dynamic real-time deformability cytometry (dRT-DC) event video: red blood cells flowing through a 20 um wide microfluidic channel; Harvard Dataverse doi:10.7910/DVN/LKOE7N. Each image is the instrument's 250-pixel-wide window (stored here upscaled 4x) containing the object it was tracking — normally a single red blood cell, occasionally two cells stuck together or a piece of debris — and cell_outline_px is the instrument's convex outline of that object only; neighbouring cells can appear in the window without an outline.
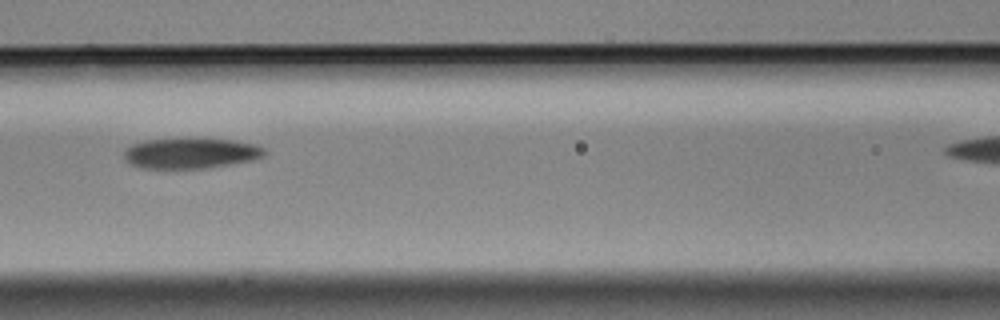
{"species": "Egyptian fruit bat (a non-hibernating species)", "species_latin": "Rousettus aegyptiacus", "temperature_condition": "cold", "stored_images_in_passage": 13, "segment_of_instrument_passage": [1, 2], "camera_frame_rate_fps": 3000, "um_per_image_px": 0.085, "animal": {"sex": "male"}, "frame": {"image": 1, "passage_image": 4, "time_ms": 1.0, "image_size_px": [1000, 320], "cell_outline_px": [[268, 152], [264, 156], [252, 160], [208, 168], [140, 168], [128, 164], [124, 160], [124, 148], [132, 144], [144, 140], [232, 140], [256, 144], [264, 148]], "centroid_in_image_um": [16.18, 13.05], "position_along_channel_um": 150.4, "area_um2": 24.74}}
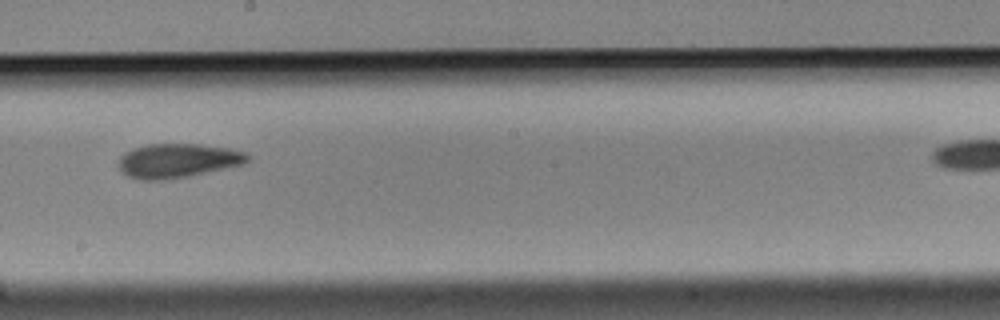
{"frame": {"image": 2, "passage_image": 6, "time_ms": 1.667, "image_size_px": [1000, 320], "cell_outline_px": [[252, 156], [244, 164], [188, 176], [164, 180], [140, 180], [128, 176], [120, 172], [116, 164], [120, 156], [124, 152], [132, 148], [148, 144], [200, 144], [228, 148], [244, 152]], "centroid_in_image_um": [15.05, 13.65], "position_along_channel_um": 233.2, "area_um2": 25.95}}
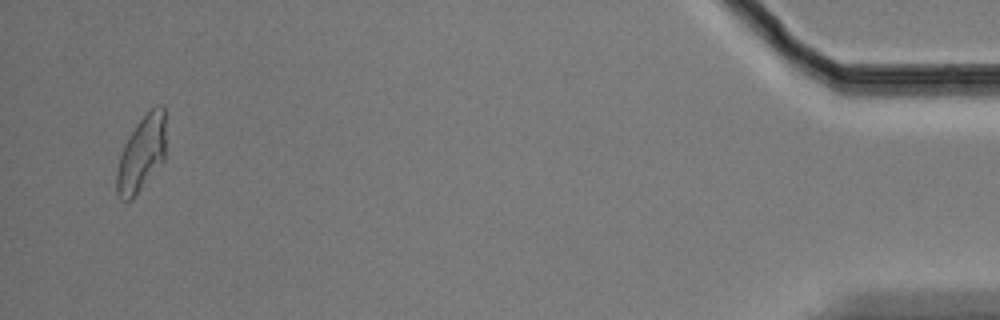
{"frame": {"image": 3, "passage_image": 12, "time_ms": 3.667, "image_size_px": [1000, 320], "cell_outline_px": [[164, 160], [132, 200], [120, 200], [116, 192], [116, 172], [120, 156], [124, 144], [136, 124], [156, 104], [160, 104], [164, 108]], "centroid_in_image_um": [12.0, 13.1], "position_along_channel_um": 423.2, "area_um2": 21.39}}